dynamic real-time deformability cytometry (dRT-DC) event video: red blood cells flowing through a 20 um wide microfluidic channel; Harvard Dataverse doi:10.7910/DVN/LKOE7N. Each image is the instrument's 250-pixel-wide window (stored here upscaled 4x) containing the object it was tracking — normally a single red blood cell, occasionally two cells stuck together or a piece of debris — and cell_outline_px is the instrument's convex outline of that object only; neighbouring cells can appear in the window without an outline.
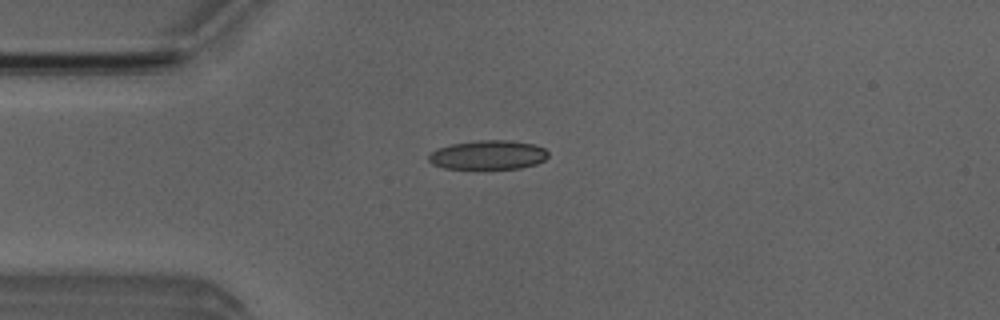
{"species": "Egyptian fruit bat (a non-hibernating species)", "species_latin": "Rousettus aegyptiacus", "temperature_condition": "room temperature", "stored_images_in_passage": 49, "camera_frame_rate_fps": 3000, "um_per_image_px": 0.085, "animal": {"sex": "male"}, "frame": {"image": 1, "passage_image": 13, "time_ms": 4.0, "image_size_px": [1000, 320], "cell_outline_px": [[548, 156], [544, 160], [536, 164], [520, 168], [444, 168], [432, 164], [428, 160], [428, 156], [436, 148], [452, 144], [480, 140], [508, 140], [532, 144], [544, 148], [548, 152]], "centroid_in_image_um": [41.48, 13.16], "position_along_channel_um": 43.5, "area_um2": 20.11}}
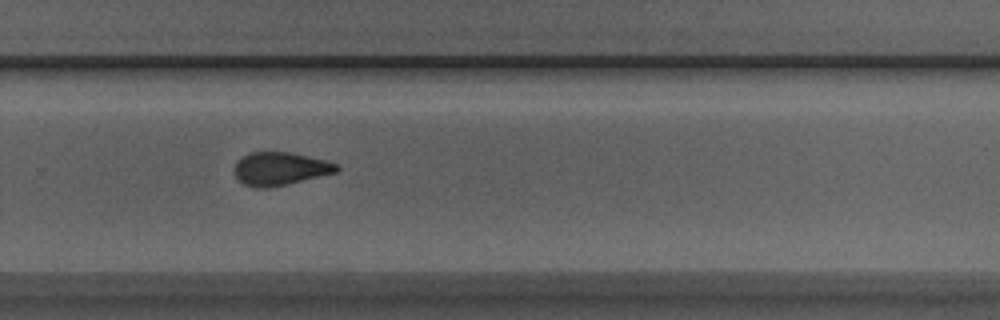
{"frame": {"image": 2, "passage_image": 34, "time_ms": 11.0, "image_size_px": [1000, 320], "cell_outline_px": [[340, 168], [336, 172], [288, 184], [268, 188], [256, 188], [244, 184], [236, 176], [232, 168], [236, 160], [240, 156], [252, 152], [288, 152], [324, 160], [336, 164]], "centroid_in_image_um": [23.74, 14.34], "position_along_channel_um": 306.1, "area_um2": 19.71}}
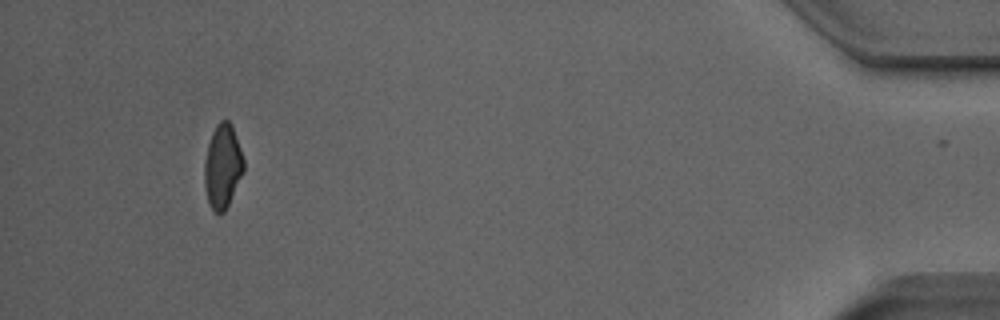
{"frame": {"image": 3, "passage_image": 48, "time_ms": 15.667, "image_size_px": [1000, 320], "cell_outline_px": [[244, 172], [224, 212], [216, 212], [212, 208], [208, 200], [204, 184], [204, 164], [208, 144], [212, 132], [216, 124], [220, 120], [228, 120], [232, 124], [244, 160]], "centroid_in_image_um": [18.92, 14.1], "position_along_channel_um": 416.3, "area_um2": 19.07}, "authors_computed_cell_mechanics": {"area_um2": 19.941, "velocity_mm_per_s": 4.0021, "shape_relaxation_time_tau1_ms": null, "shape_relaxation_time_tau2_ms": 2.3959, "deformation_change_tau1": null, "deformation_change_tau2": 0.0952}}